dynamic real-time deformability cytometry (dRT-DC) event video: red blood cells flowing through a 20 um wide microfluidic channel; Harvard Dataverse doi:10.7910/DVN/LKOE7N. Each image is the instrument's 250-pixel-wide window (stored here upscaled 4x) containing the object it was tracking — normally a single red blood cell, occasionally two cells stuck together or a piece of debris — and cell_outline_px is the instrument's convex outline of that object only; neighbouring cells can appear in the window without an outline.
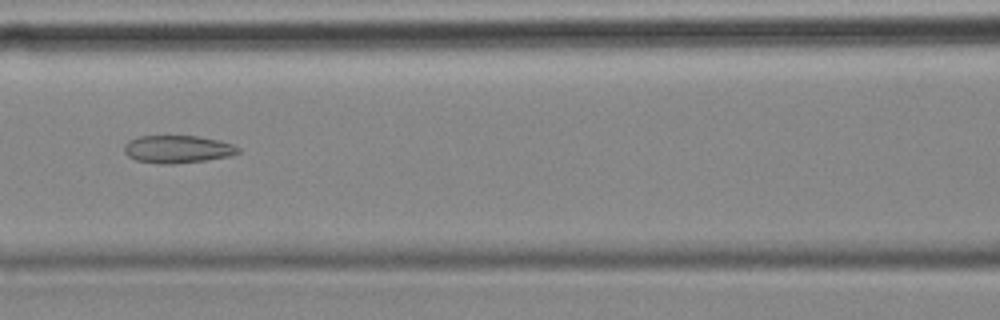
{"species": "common noctule bat (a hibernating species)", "species_latin": "Nyctalus noctula", "temperature_condition": "cold", "stored_images_in_passage": 50, "camera_frame_rate_fps": 3000, "um_per_image_px": 0.085, "animal": {"sex": "female", "body_mass_g": 18.4}, "frame": {"image": 1, "passage_image": 24, "time_ms": 7.667, "image_size_px": [1000, 320], "cell_outline_px": [[240, 152], [228, 156], [204, 160], [172, 164], [160, 164], [136, 160], [128, 156], [124, 152], [124, 144], [128, 140], [140, 136], [196, 136], [220, 140], [232, 144], [240, 148]], "centroid_in_image_um": [15.07, 12.67], "position_along_channel_um": 151.5, "area_um2": 18.32}}
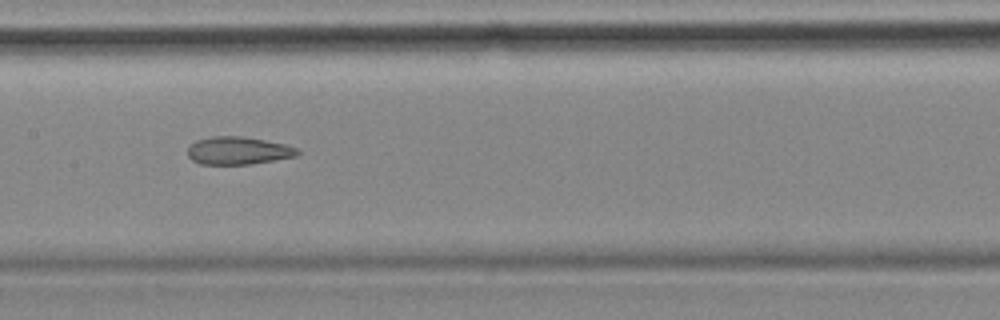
{"frame": {"image": 2, "passage_image": 27, "time_ms": 8.667, "image_size_px": [1000, 320], "cell_outline_px": [[300, 152], [296, 156], [252, 164], [200, 164], [192, 160], [188, 156], [188, 148], [196, 140], [212, 136], [240, 136], [264, 140], [284, 144], [296, 148]], "centroid_in_image_um": [20.22, 12.81], "position_along_channel_um": 187.2, "area_um2": 17.63}}
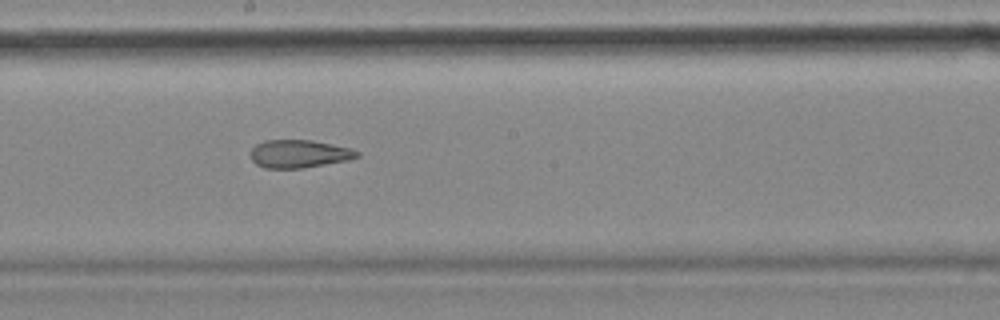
{"frame": {"image": 3, "passage_image": 30, "time_ms": 9.667, "image_size_px": [1000, 320], "cell_outline_px": [[360, 156], [348, 160], [300, 168], [264, 168], [256, 164], [252, 160], [252, 148], [256, 144], [264, 140], [312, 140], [352, 148], [360, 152]], "centroid_in_image_um": [25.44, 13.06], "position_along_channel_um": 222.8, "area_um2": 17.28}, "authors_computed_cell_mechanics": {"area_um2": 19.8832, "velocity_mm_per_s": 3.5849, "shape_relaxation_time_tau1_ms": null, "shape_relaxation_time_tau2_ms": 3.155, "deformation_change_tau1": null, "deformation_change_tau2": 0.1206}}